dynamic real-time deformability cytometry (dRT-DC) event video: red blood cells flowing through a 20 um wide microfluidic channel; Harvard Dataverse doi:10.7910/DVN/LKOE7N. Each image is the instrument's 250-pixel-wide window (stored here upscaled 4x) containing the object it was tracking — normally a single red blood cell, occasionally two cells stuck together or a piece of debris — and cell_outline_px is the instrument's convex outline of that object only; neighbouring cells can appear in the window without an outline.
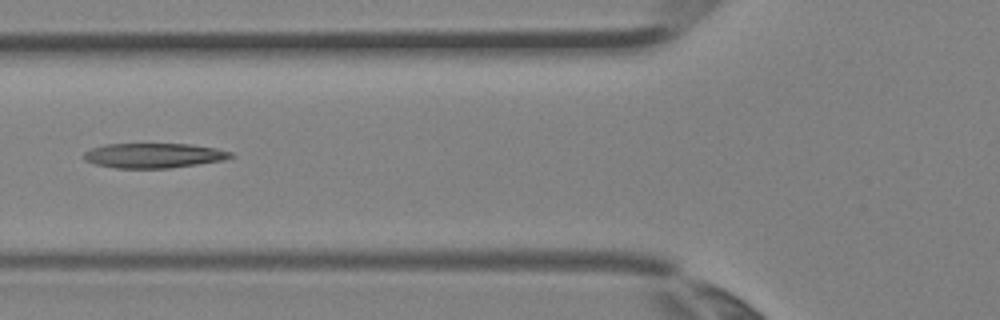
{"species": "Egyptian fruit bat (a non-hibernating species)", "species_latin": "Rousettus aegyptiacus", "temperature_condition": "room temperature", "stored_images_in_passage": 4, "camera_frame_rate_fps": 3000, "um_per_image_px": 0.085, "animal": {"sex": "female"}, "frame": {"image": 1, "passage_image": 4, "time_ms": 1.0, "image_size_px": [1000, 320], "cell_outline_px": [[236, 156], [224, 160], [172, 168], [116, 168], [96, 164], [84, 160], [84, 152], [92, 148], [104, 144], [192, 144], [216, 148], [232, 152]], "centroid_in_image_um": [13.1, 13.22], "position_along_channel_um": 112.7, "area_um2": 21.33}}